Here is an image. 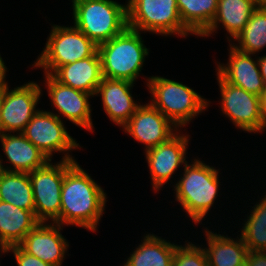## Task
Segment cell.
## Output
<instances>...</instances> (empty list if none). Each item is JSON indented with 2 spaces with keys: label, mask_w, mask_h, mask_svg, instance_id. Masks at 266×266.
Listing matches in <instances>:
<instances>
[{
  "label": "cell",
  "mask_w": 266,
  "mask_h": 266,
  "mask_svg": "<svg viewBox=\"0 0 266 266\" xmlns=\"http://www.w3.org/2000/svg\"><path fill=\"white\" fill-rule=\"evenodd\" d=\"M106 195L103 188L75 162L64 175L60 225H76L96 232L105 211Z\"/></svg>",
  "instance_id": "6da1fadb"
},
{
  "label": "cell",
  "mask_w": 266,
  "mask_h": 266,
  "mask_svg": "<svg viewBox=\"0 0 266 266\" xmlns=\"http://www.w3.org/2000/svg\"><path fill=\"white\" fill-rule=\"evenodd\" d=\"M219 169L194 159L184 165L183 176L174 184L175 200L195 224H200L218 196Z\"/></svg>",
  "instance_id": "7a4b0ae2"
},
{
  "label": "cell",
  "mask_w": 266,
  "mask_h": 266,
  "mask_svg": "<svg viewBox=\"0 0 266 266\" xmlns=\"http://www.w3.org/2000/svg\"><path fill=\"white\" fill-rule=\"evenodd\" d=\"M143 42L140 31L127 27L111 40L98 45L103 77L135 83L145 57L149 55Z\"/></svg>",
  "instance_id": "3957f363"
},
{
  "label": "cell",
  "mask_w": 266,
  "mask_h": 266,
  "mask_svg": "<svg viewBox=\"0 0 266 266\" xmlns=\"http://www.w3.org/2000/svg\"><path fill=\"white\" fill-rule=\"evenodd\" d=\"M150 104L162 112L178 129L187 125L210 105L192 88L161 76L146 79Z\"/></svg>",
  "instance_id": "277c9868"
},
{
  "label": "cell",
  "mask_w": 266,
  "mask_h": 266,
  "mask_svg": "<svg viewBox=\"0 0 266 266\" xmlns=\"http://www.w3.org/2000/svg\"><path fill=\"white\" fill-rule=\"evenodd\" d=\"M74 26L97 46L127 27V5L114 0H72Z\"/></svg>",
  "instance_id": "5b68a950"
},
{
  "label": "cell",
  "mask_w": 266,
  "mask_h": 266,
  "mask_svg": "<svg viewBox=\"0 0 266 266\" xmlns=\"http://www.w3.org/2000/svg\"><path fill=\"white\" fill-rule=\"evenodd\" d=\"M46 46L33 67L53 74L60 66L91 57L98 46L75 26L53 25Z\"/></svg>",
  "instance_id": "8992f818"
},
{
  "label": "cell",
  "mask_w": 266,
  "mask_h": 266,
  "mask_svg": "<svg viewBox=\"0 0 266 266\" xmlns=\"http://www.w3.org/2000/svg\"><path fill=\"white\" fill-rule=\"evenodd\" d=\"M128 27L136 31L159 35L192 34L182 23L177 0H128Z\"/></svg>",
  "instance_id": "52a82bcc"
},
{
  "label": "cell",
  "mask_w": 266,
  "mask_h": 266,
  "mask_svg": "<svg viewBox=\"0 0 266 266\" xmlns=\"http://www.w3.org/2000/svg\"><path fill=\"white\" fill-rule=\"evenodd\" d=\"M50 162L29 173L34 196V212L40 222L52 221L60 224L64 175L76 161L60 160L57 164Z\"/></svg>",
  "instance_id": "ba28073f"
},
{
  "label": "cell",
  "mask_w": 266,
  "mask_h": 266,
  "mask_svg": "<svg viewBox=\"0 0 266 266\" xmlns=\"http://www.w3.org/2000/svg\"><path fill=\"white\" fill-rule=\"evenodd\" d=\"M63 123L52 111L38 110L21 133L50 161L53 152H65L62 160L76 161L68 151L77 150L80 145L68 134Z\"/></svg>",
  "instance_id": "9c48e42d"
},
{
  "label": "cell",
  "mask_w": 266,
  "mask_h": 266,
  "mask_svg": "<svg viewBox=\"0 0 266 266\" xmlns=\"http://www.w3.org/2000/svg\"><path fill=\"white\" fill-rule=\"evenodd\" d=\"M221 94L222 113L235 127L248 133H260L266 129L261 112L260 97L241 87L225 82L217 74Z\"/></svg>",
  "instance_id": "30bf717a"
},
{
  "label": "cell",
  "mask_w": 266,
  "mask_h": 266,
  "mask_svg": "<svg viewBox=\"0 0 266 266\" xmlns=\"http://www.w3.org/2000/svg\"><path fill=\"white\" fill-rule=\"evenodd\" d=\"M39 84H26L9 90L8 82L2 84V124L5 133H21L39 109L36 105L42 94Z\"/></svg>",
  "instance_id": "8fae6325"
},
{
  "label": "cell",
  "mask_w": 266,
  "mask_h": 266,
  "mask_svg": "<svg viewBox=\"0 0 266 266\" xmlns=\"http://www.w3.org/2000/svg\"><path fill=\"white\" fill-rule=\"evenodd\" d=\"M45 85L51 104L56 107V116L60 115L68 119L76 126L87 131L94 132L91 117V105L88 101L94 95L74 89L70 86L58 82L51 74H45ZM60 114V115H59Z\"/></svg>",
  "instance_id": "7c38bea8"
},
{
  "label": "cell",
  "mask_w": 266,
  "mask_h": 266,
  "mask_svg": "<svg viewBox=\"0 0 266 266\" xmlns=\"http://www.w3.org/2000/svg\"><path fill=\"white\" fill-rule=\"evenodd\" d=\"M125 133L146 145L145 151L169 140L180 131L162 112L150 103L140 105L122 127Z\"/></svg>",
  "instance_id": "4fadbf2b"
},
{
  "label": "cell",
  "mask_w": 266,
  "mask_h": 266,
  "mask_svg": "<svg viewBox=\"0 0 266 266\" xmlns=\"http://www.w3.org/2000/svg\"><path fill=\"white\" fill-rule=\"evenodd\" d=\"M180 133L177 131L166 142L145 151L151 174L152 188L156 192L170 181L173 173L177 171L181 164L188 163L186 161V151L190 139L188 137L190 136Z\"/></svg>",
  "instance_id": "5bb4252c"
},
{
  "label": "cell",
  "mask_w": 266,
  "mask_h": 266,
  "mask_svg": "<svg viewBox=\"0 0 266 266\" xmlns=\"http://www.w3.org/2000/svg\"><path fill=\"white\" fill-rule=\"evenodd\" d=\"M60 224L40 222L19 246L30 255L53 266H62L69 242L61 234Z\"/></svg>",
  "instance_id": "9a60e30c"
},
{
  "label": "cell",
  "mask_w": 266,
  "mask_h": 266,
  "mask_svg": "<svg viewBox=\"0 0 266 266\" xmlns=\"http://www.w3.org/2000/svg\"><path fill=\"white\" fill-rule=\"evenodd\" d=\"M229 60L227 64L217 65V74L225 81L241 87L247 92L261 96L265 83L260 73L258 57L251 58L254 54L241 52L229 44Z\"/></svg>",
  "instance_id": "2e32d148"
},
{
  "label": "cell",
  "mask_w": 266,
  "mask_h": 266,
  "mask_svg": "<svg viewBox=\"0 0 266 266\" xmlns=\"http://www.w3.org/2000/svg\"><path fill=\"white\" fill-rule=\"evenodd\" d=\"M135 83L127 80L103 77L95 96L100 95L105 113L111 121L123 127L141 105L137 104L130 93Z\"/></svg>",
  "instance_id": "e0dca14e"
},
{
  "label": "cell",
  "mask_w": 266,
  "mask_h": 266,
  "mask_svg": "<svg viewBox=\"0 0 266 266\" xmlns=\"http://www.w3.org/2000/svg\"><path fill=\"white\" fill-rule=\"evenodd\" d=\"M0 142L7 161L12 165L1 166L3 171L30 173L46 165L50 160L22 133H5Z\"/></svg>",
  "instance_id": "ac0fdd59"
},
{
  "label": "cell",
  "mask_w": 266,
  "mask_h": 266,
  "mask_svg": "<svg viewBox=\"0 0 266 266\" xmlns=\"http://www.w3.org/2000/svg\"><path fill=\"white\" fill-rule=\"evenodd\" d=\"M52 76L64 85L95 96L103 79L98 50L91 57L60 66Z\"/></svg>",
  "instance_id": "d6986e66"
},
{
  "label": "cell",
  "mask_w": 266,
  "mask_h": 266,
  "mask_svg": "<svg viewBox=\"0 0 266 266\" xmlns=\"http://www.w3.org/2000/svg\"><path fill=\"white\" fill-rule=\"evenodd\" d=\"M39 223L35 212L0 201V242L5 248L19 245Z\"/></svg>",
  "instance_id": "ffe728a7"
},
{
  "label": "cell",
  "mask_w": 266,
  "mask_h": 266,
  "mask_svg": "<svg viewBox=\"0 0 266 266\" xmlns=\"http://www.w3.org/2000/svg\"><path fill=\"white\" fill-rule=\"evenodd\" d=\"M258 6L255 0H218L215 18L200 37L211 36L222 23L228 35L235 39Z\"/></svg>",
  "instance_id": "44dd1931"
},
{
  "label": "cell",
  "mask_w": 266,
  "mask_h": 266,
  "mask_svg": "<svg viewBox=\"0 0 266 266\" xmlns=\"http://www.w3.org/2000/svg\"><path fill=\"white\" fill-rule=\"evenodd\" d=\"M207 246L203 248L208 266H243L248 249L241 237L232 239L228 236L205 230Z\"/></svg>",
  "instance_id": "7402d4cb"
},
{
  "label": "cell",
  "mask_w": 266,
  "mask_h": 266,
  "mask_svg": "<svg viewBox=\"0 0 266 266\" xmlns=\"http://www.w3.org/2000/svg\"><path fill=\"white\" fill-rule=\"evenodd\" d=\"M176 246L171 241L148 233L123 266H172Z\"/></svg>",
  "instance_id": "603a6c76"
},
{
  "label": "cell",
  "mask_w": 266,
  "mask_h": 266,
  "mask_svg": "<svg viewBox=\"0 0 266 266\" xmlns=\"http://www.w3.org/2000/svg\"><path fill=\"white\" fill-rule=\"evenodd\" d=\"M0 201L34 212V196L29 173H0Z\"/></svg>",
  "instance_id": "cb8c5ba5"
},
{
  "label": "cell",
  "mask_w": 266,
  "mask_h": 266,
  "mask_svg": "<svg viewBox=\"0 0 266 266\" xmlns=\"http://www.w3.org/2000/svg\"><path fill=\"white\" fill-rule=\"evenodd\" d=\"M177 6L183 25L200 36L215 18L218 0H177Z\"/></svg>",
  "instance_id": "d4e9b609"
},
{
  "label": "cell",
  "mask_w": 266,
  "mask_h": 266,
  "mask_svg": "<svg viewBox=\"0 0 266 266\" xmlns=\"http://www.w3.org/2000/svg\"><path fill=\"white\" fill-rule=\"evenodd\" d=\"M233 47L241 52L256 54L266 48V6H258L242 31L235 37Z\"/></svg>",
  "instance_id": "484cf974"
},
{
  "label": "cell",
  "mask_w": 266,
  "mask_h": 266,
  "mask_svg": "<svg viewBox=\"0 0 266 266\" xmlns=\"http://www.w3.org/2000/svg\"><path fill=\"white\" fill-rule=\"evenodd\" d=\"M256 202L241 229V239L249 251H266V195Z\"/></svg>",
  "instance_id": "4316f807"
},
{
  "label": "cell",
  "mask_w": 266,
  "mask_h": 266,
  "mask_svg": "<svg viewBox=\"0 0 266 266\" xmlns=\"http://www.w3.org/2000/svg\"><path fill=\"white\" fill-rule=\"evenodd\" d=\"M172 266H208L205 251L191 242L177 245Z\"/></svg>",
  "instance_id": "83f0119b"
},
{
  "label": "cell",
  "mask_w": 266,
  "mask_h": 266,
  "mask_svg": "<svg viewBox=\"0 0 266 266\" xmlns=\"http://www.w3.org/2000/svg\"><path fill=\"white\" fill-rule=\"evenodd\" d=\"M12 252L18 266H53L25 252L19 245L6 248V253Z\"/></svg>",
  "instance_id": "f1b7e54d"
},
{
  "label": "cell",
  "mask_w": 266,
  "mask_h": 266,
  "mask_svg": "<svg viewBox=\"0 0 266 266\" xmlns=\"http://www.w3.org/2000/svg\"><path fill=\"white\" fill-rule=\"evenodd\" d=\"M247 266H266V251H249L246 254Z\"/></svg>",
  "instance_id": "f546056e"
},
{
  "label": "cell",
  "mask_w": 266,
  "mask_h": 266,
  "mask_svg": "<svg viewBox=\"0 0 266 266\" xmlns=\"http://www.w3.org/2000/svg\"><path fill=\"white\" fill-rule=\"evenodd\" d=\"M258 64H259L261 76L266 85V55L262 57L258 56Z\"/></svg>",
  "instance_id": "4dcf8cb0"
},
{
  "label": "cell",
  "mask_w": 266,
  "mask_h": 266,
  "mask_svg": "<svg viewBox=\"0 0 266 266\" xmlns=\"http://www.w3.org/2000/svg\"><path fill=\"white\" fill-rule=\"evenodd\" d=\"M260 103H261L262 116L266 123V86L265 89L263 90V93L260 96Z\"/></svg>",
  "instance_id": "1f68e13d"
},
{
  "label": "cell",
  "mask_w": 266,
  "mask_h": 266,
  "mask_svg": "<svg viewBox=\"0 0 266 266\" xmlns=\"http://www.w3.org/2000/svg\"><path fill=\"white\" fill-rule=\"evenodd\" d=\"M7 67L4 64V61L0 55V79L4 82L6 81V72H7Z\"/></svg>",
  "instance_id": "d6a6232c"
},
{
  "label": "cell",
  "mask_w": 266,
  "mask_h": 266,
  "mask_svg": "<svg viewBox=\"0 0 266 266\" xmlns=\"http://www.w3.org/2000/svg\"><path fill=\"white\" fill-rule=\"evenodd\" d=\"M1 112H2V85L0 87V138L5 134L2 124Z\"/></svg>",
  "instance_id": "836d02e7"
},
{
  "label": "cell",
  "mask_w": 266,
  "mask_h": 266,
  "mask_svg": "<svg viewBox=\"0 0 266 266\" xmlns=\"http://www.w3.org/2000/svg\"><path fill=\"white\" fill-rule=\"evenodd\" d=\"M259 6H266V0H255Z\"/></svg>",
  "instance_id": "e575fe53"
},
{
  "label": "cell",
  "mask_w": 266,
  "mask_h": 266,
  "mask_svg": "<svg viewBox=\"0 0 266 266\" xmlns=\"http://www.w3.org/2000/svg\"><path fill=\"white\" fill-rule=\"evenodd\" d=\"M0 253H6V248L0 242Z\"/></svg>",
  "instance_id": "d590c367"
},
{
  "label": "cell",
  "mask_w": 266,
  "mask_h": 266,
  "mask_svg": "<svg viewBox=\"0 0 266 266\" xmlns=\"http://www.w3.org/2000/svg\"><path fill=\"white\" fill-rule=\"evenodd\" d=\"M2 161H3V160H1V158H0V173L3 171V170H2V167H1V166H2V163H3Z\"/></svg>",
  "instance_id": "8d00e7d4"
},
{
  "label": "cell",
  "mask_w": 266,
  "mask_h": 266,
  "mask_svg": "<svg viewBox=\"0 0 266 266\" xmlns=\"http://www.w3.org/2000/svg\"><path fill=\"white\" fill-rule=\"evenodd\" d=\"M2 84H3V81L0 79V87H1Z\"/></svg>",
  "instance_id": "74e56055"
}]
</instances>
